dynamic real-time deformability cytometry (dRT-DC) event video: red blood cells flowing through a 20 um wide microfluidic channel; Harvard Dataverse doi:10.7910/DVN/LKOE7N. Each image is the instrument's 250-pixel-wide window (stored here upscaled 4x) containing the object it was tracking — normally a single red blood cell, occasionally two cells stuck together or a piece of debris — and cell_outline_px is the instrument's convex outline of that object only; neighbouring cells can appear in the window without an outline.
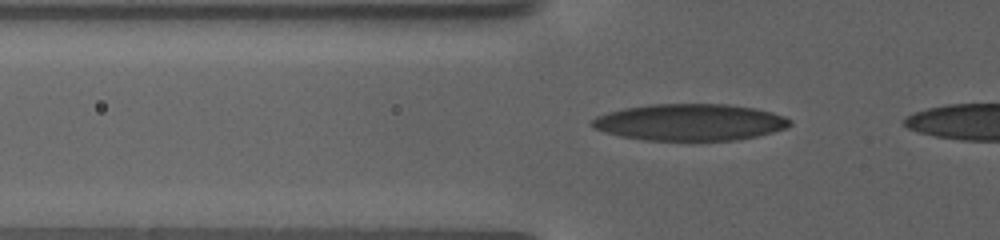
{"species": "human", "species_latin": "Homo sapiens", "temperature_condition": "warm", "stored_images_in_passage": 6, "camera_frame_rate_fps": 3000, "um_per_image_px": 0.085, "donor": {"sex": "female"}, "frame": {"image": 1, "passage_image": 3, "time_ms": 1.333, "image_size_px": [1000, 240], "cell_outline_px": [[792, 124], [788, 128], [756, 136], [736, 140], [644, 140], [620, 136], [604, 132], [592, 128], [588, 124], [596, 116], [608, 112], [624, 108], [652, 104], [728, 104], [756, 108], [772, 112], [784, 116], [792, 120]], "centroid_in_image_um": [58.64, 10.39], "position_along_channel_um": 67.2, "area_um2": 42.54}}